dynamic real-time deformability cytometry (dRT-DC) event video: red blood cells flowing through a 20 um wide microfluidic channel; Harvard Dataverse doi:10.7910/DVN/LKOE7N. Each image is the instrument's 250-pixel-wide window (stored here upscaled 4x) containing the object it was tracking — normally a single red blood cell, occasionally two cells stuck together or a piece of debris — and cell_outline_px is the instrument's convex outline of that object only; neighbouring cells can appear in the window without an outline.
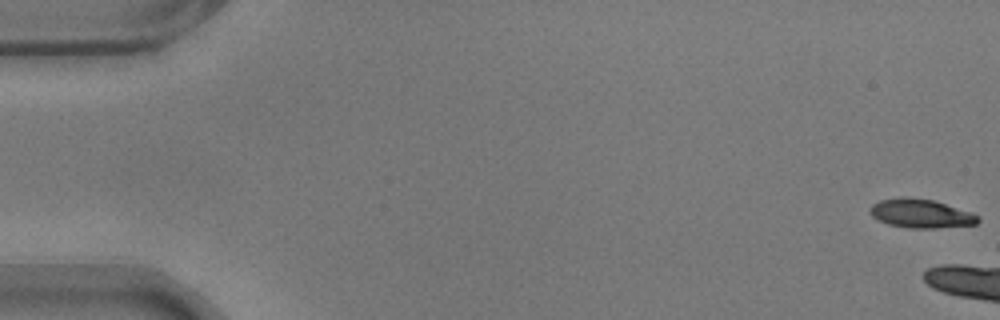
{"species": "common noctule bat (a hibernating species)", "species_latin": "Nyctalus noctula", "temperature_condition": "warm", "stored_images_in_passage": 8, "camera_frame_rate_fps": 3000, "um_per_image_px": 0.085, "animal": {"sex": "male", "body_mass_g": 17.9}, "frame": {"image": 1, "passage_image": 1, "time_ms": 0.0, "image_size_px": [1000, 320], "cell_outline_px": [[980, 220], [976, 224], [936, 228], [908, 228], [888, 224], [872, 216], [868, 212], [872, 204], [880, 200], [900, 196], [908, 196], [932, 200], [980, 216]], "centroid_in_image_um": [78.22, 18.14], "position_along_channel_um": 6.8, "area_um2": 18.03}}